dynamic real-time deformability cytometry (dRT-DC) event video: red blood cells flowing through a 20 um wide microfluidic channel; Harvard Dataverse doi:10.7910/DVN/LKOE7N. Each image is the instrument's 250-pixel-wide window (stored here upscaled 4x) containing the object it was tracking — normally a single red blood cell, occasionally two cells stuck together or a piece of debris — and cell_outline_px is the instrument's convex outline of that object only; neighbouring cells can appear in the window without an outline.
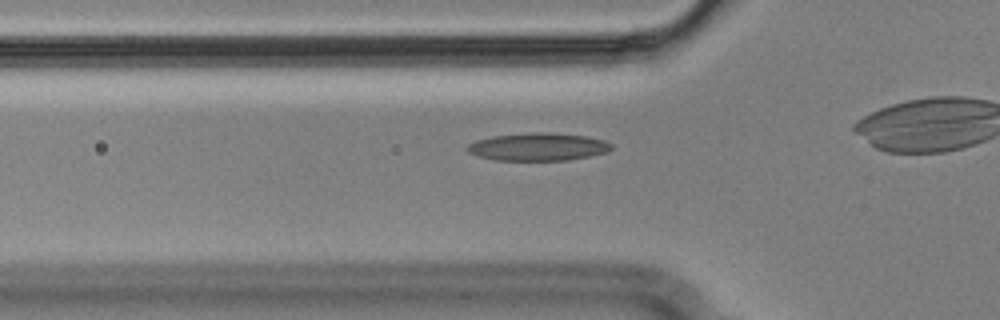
{"species": "Egyptian fruit bat (a non-hibernating species)", "species_latin": "Rousettus aegyptiacus", "temperature_condition": "cold", "stored_images_in_passage": 40, "camera_frame_rate_fps": 3000, "um_per_image_px": 0.085, "animal": {"sex": "male"}, "frame": {"image": 1, "passage_image": 14, "time_ms": 4.333, "image_size_px": [1000, 320], "cell_outline_px": [[612, 148], [608, 152], [568, 160], [492, 160], [468, 152], [464, 148], [468, 144], [476, 140], [492, 136], [536, 132], [548, 132], [584, 136], [604, 140], [612, 144]], "centroid_in_image_um": [45.71, 12.48], "position_along_channel_um": 80.1, "area_um2": 23.24}}
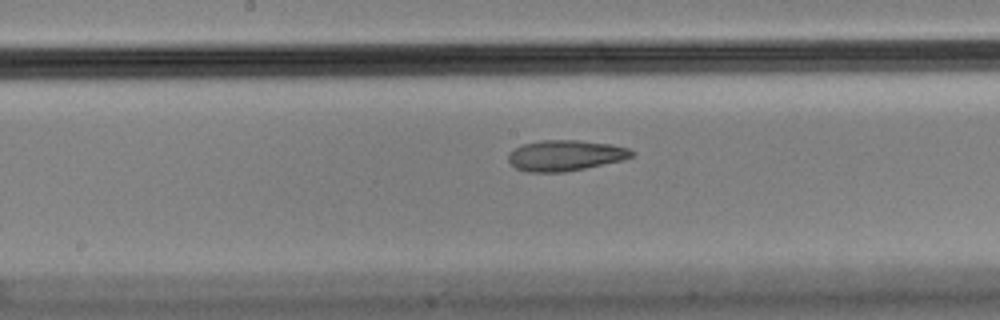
{"frame": {"image": 2, "passage_image": 24, "time_ms": 7.667, "image_size_px": [1000, 320], "cell_outline_px": [[636, 152], [632, 156], [624, 160], [564, 172], [528, 172], [516, 168], [508, 160], [508, 156], [516, 148], [524, 144], [540, 140], [576, 140], [612, 144], [628, 148]], "centroid_in_image_um": [48.09, 13.21], "position_along_channel_um": 200.1, "area_um2": 21.96}}
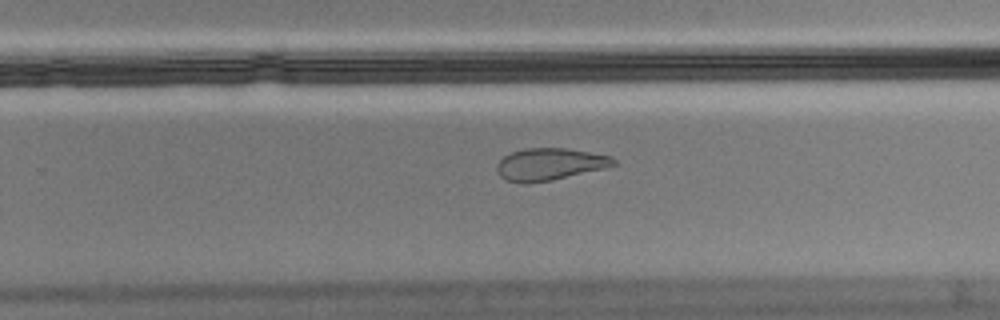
{"frame": {"image": 3, "passage_image": 31, "time_ms": 10.0, "image_size_px": [1000, 320], "cell_outline_px": [[616, 164], [608, 168], [552, 180], [504, 180], [496, 172], [496, 164], [504, 156], [512, 152], [528, 148], [564, 148], [612, 156], [616, 160]], "centroid_in_image_um": [46.78, 13.93], "position_along_channel_um": 283.0, "area_um2": 21.33}}